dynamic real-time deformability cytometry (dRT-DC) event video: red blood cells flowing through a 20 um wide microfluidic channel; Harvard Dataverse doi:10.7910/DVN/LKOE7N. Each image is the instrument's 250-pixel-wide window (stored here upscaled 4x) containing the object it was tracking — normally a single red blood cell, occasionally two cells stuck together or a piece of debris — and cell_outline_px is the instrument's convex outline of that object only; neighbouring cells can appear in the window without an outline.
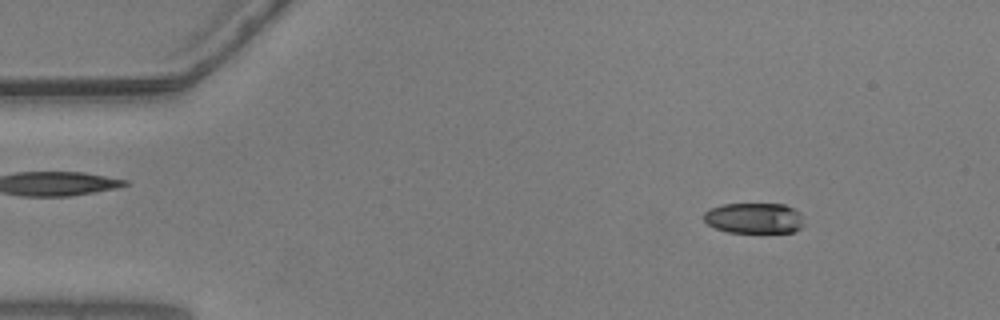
{"species": "common noctule bat (a hibernating species)", "species_latin": "Nyctalus noctula", "temperature_condition": "warm", "stored_images_in_passage": 37, "camera_frame_rate_fps": 3000, "um_per_image_px": 0.085, "animal": {"sex": "male", "body_mass_g": 20.5, "forearm_length_mm": 52.5}, "frame": {"image": 1, "passage_image": 7, "time_ms": 2.0, "image_size_px": [1000, 320], "cell_outline_px": [[804, 224], [796, 232], [728, 232], [716, 228], [708, 224], [704, 220], [704, 212], [712, 208], [724, 204], [784, 204], [800, 212]], "centroid_in_image_um": [64.13, 18.54], "position_along_channel_um": 20.9, "area_um2": 17.8}}
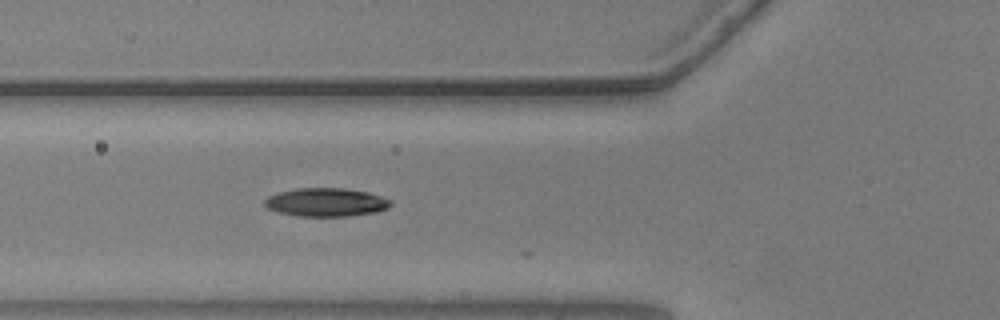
{"frame": {"image": 2, "passage_image": 20, "time_ms": 6.333, "image_size_px": [1000, 320], "cell_outline_px": [[392, 204], [388, 208], [376, 212], [348, 216], [300, 216], [280, 212], [268, 208], [264, 204], [264, 200], [268, 196], [280, 192], [296, 188], [344, 188], [368, 192], [392, 200]], "centroid_in_image_um": [27.74, 17.19], "position_along_channel_um": 98.1, "area_um2": 20.81}}
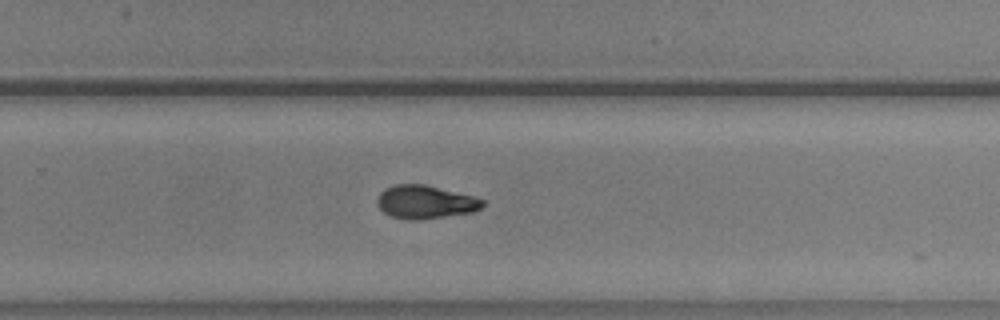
{"frame": {"image": 3, "passage_image": 36, "time_ms": 11.667, "image_size_px": [1000, 320], "cell_outline_px": [[484, 204], [476, 212], [420, 220], [408, 220], [392, 216], [384, 212], [380, 208], [376, 200], [380, 192], [384, 188], [396, 184], [424, 184], [472, 196], [484, 200]], "centroid_in_image_um": [36.14, 17.18], "position_along_channel_um": 293.7, "area_um2": 20.46}}